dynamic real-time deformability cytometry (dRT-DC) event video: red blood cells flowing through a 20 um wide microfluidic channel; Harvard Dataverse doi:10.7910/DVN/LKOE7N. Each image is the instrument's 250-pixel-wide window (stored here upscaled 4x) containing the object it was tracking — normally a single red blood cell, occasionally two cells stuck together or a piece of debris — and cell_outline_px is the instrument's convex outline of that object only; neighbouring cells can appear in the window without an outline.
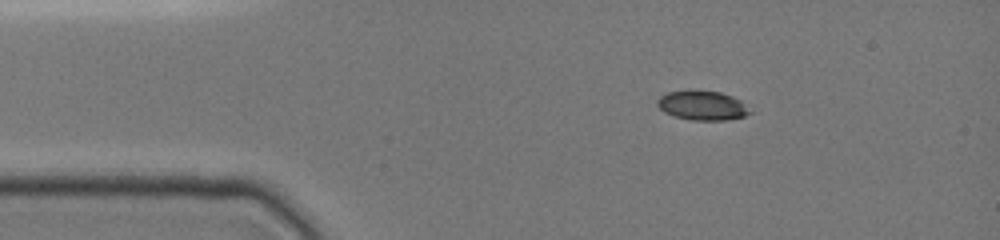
{"species": "common noctule bat (a hibernating species)", "species_latin": "Nyctalus noctula", "temperature_condition": "cold", "stored_images_in_passage": 26, "segment_of_instrument_passage": [1, 2], "camera_frame_rate_fps": 3000, "um_per_image_px": 0.085, "animal": {"sex": "female", "body_mass_g": 19.0, "forearm_length_mm": 51.5}, "frame": {"image": 1, "passage_image": 6, "time_ms": 2.0, "image_size_px": [1000, 240], "cell_outline_px": [[752, 112], [744, 116], [728, 120], [692, 120], [672, 116], [664, 112], [656, 104], [656, 100], [660, 96], [668, 92], [720, 92], [732, 96], [740, 100]], "centroid_in_image_um": [59.69, 9.0], "position_along_channel_um": 25.3, "area_um2": 15.49}}
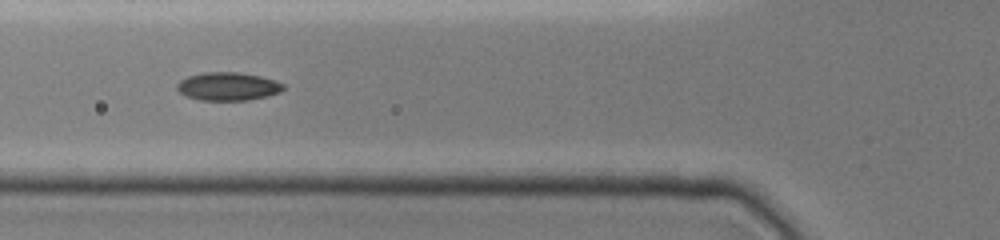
{"frame": {"image": 2, "passage_image": 14, "time_ms": 5.333, "image_size_px": [1000, 240], "cell_outline_px": [[284, 88], [280, 92], [268, 96], [248, 100], [200, 100], [184, 96], [176, 88], [176, 84], [180, 80], [188, 76], [204, 72], [240, 72], [260, 76], [276, 80], [284, 84]], "centroid_in_image_um": [19.37, 7.34], "position_along_channel_um": 106.4, "area_um2": 17.63}}
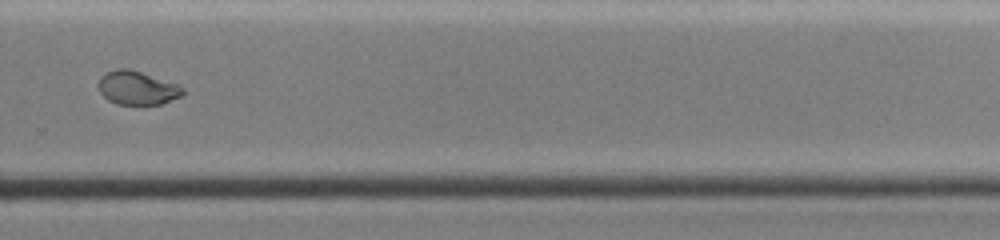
{"frame": {"image": 3, "passage_image": 22, "time_ms": 10.667, "image_size_px": [1000, 240], "cell_outline_px": [[184, 92], [180, 96], [160, 104], [116, 104], [108, 100], [100, 92], [100, 76], [108, 72], [120, 68], [128, 68], [176, 84], [184, 88]], "centroid_in_image_um": [11.65, 7.48], "position_along_channel_um": 318.1, "area_um2": 16.07}}